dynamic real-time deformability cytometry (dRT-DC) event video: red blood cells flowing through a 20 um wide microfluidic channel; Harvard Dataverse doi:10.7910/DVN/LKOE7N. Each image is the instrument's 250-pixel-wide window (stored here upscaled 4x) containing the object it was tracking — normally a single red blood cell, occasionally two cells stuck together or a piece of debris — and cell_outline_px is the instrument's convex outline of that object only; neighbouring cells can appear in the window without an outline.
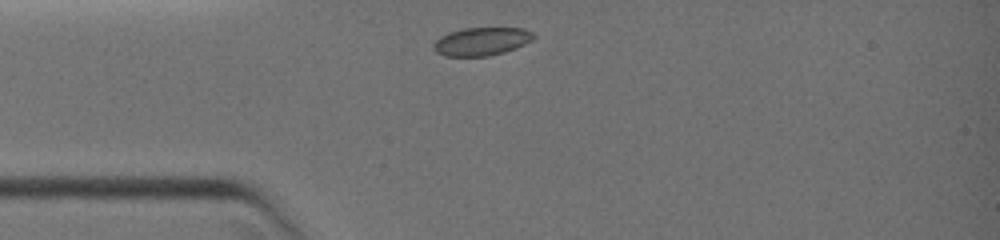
{"species": "common noctule bat (a hibernating species)", "species_latin": "Nyctalus noctula", "temperature_condition": "warm", "stored_images_in_passage": 40, "camera_frame_rate_fps": 3000, "um_per_image_px": 0.085, "animal": {"sex": "female", "body_mass_g": 19.0, "forearm_length_mm": 51.5}, "frame": {"image": 1, "passage_image": 1, "time_ms": 0.0, "image_size_px": [1000, 240], "cell_outline_px": [[536, 36], [532, 40], [516, 48], [504, 52], [488, 56], [444, 56], [436, 52], [432, 48], [432, 44], [440, 36], [448, 32], [464, 28], [524, 28], [532, 32]], "centroid_in_image_um": [40.91, 3.52], "position_along_channel_um": 44.1, "area_um2": 16.53}}
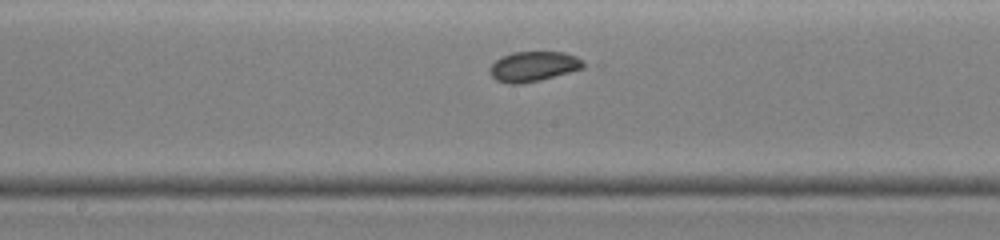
{"frame": {"image": 2, "passage_image": 19, "time_ms": 3.667, "image_size_px": [1000, 240], "cell_outline_px": [[588, 64], [584, 68], [540, 80], [520, 84], [508, 84], [496, 80], [488, 72], [488, 68], [500, 56], [512, 52], [564, 52], [576, 56]], "centroid_in_image_um": [45.33, 5.64], "position_along_channel_um": 202.9, "area_um2": 16.59}}
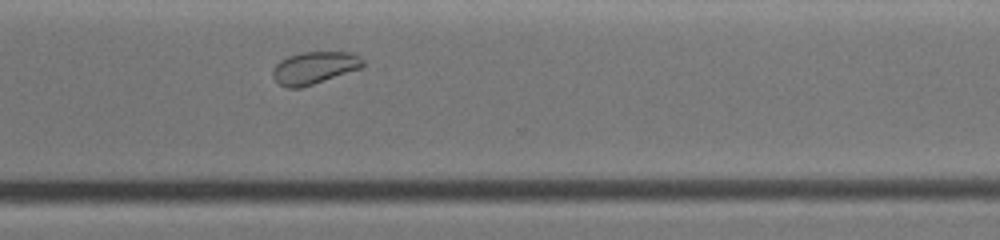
{"frame": {"image": 3, "passage_image": 37, "time_ms": 6.667, "image_size_px": [1000, 240], "cell_outline_px": [[364, 64], [360, 68], [300, 88], [284, 88], [272, 76], [272, 72], [276, 64], [280, 60], [288, 56], [300, 52], [352, 52], [360, 56], [364, 60]], "centroid_in_image_um": [26.7, 5.75], "position_along_channel_um": 343.9, "area_um2": 16.88}}